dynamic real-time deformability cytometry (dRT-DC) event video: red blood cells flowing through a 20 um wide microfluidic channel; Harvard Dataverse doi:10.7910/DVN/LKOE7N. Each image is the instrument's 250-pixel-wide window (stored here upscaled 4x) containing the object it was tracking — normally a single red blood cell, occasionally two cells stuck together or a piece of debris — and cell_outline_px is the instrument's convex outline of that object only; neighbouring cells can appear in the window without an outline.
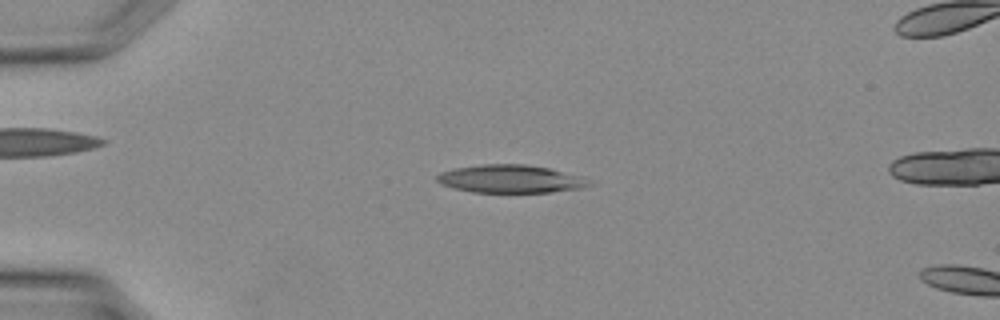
{"species": "Egyptian fruit bat (a non-hibernating species)", "species_latin": "Rousettus aegyptiacus", "temperature_condition": "warm", "stored_images_in_passage": 12, "camera_frame_rate_fps": 3000, "um_per_image_px": 0.085, "animal": {"sex": "female"}, "frame": {"image": 1, "passage_image": 7, "time_ms": 2.0, "image_size_px": [1000, 320], "cell_outline_px": [[592, 184], [580, 188], [548, 192], [472, 192], [452, 188], [440, 184], [436, 180], [436, 176], [440, 172], [456, 168], [480, 164], [524, 164], [548, 168], [584, 176]], "centroid_in_image_um": [43.36, 15.2], "position_along_channel_um": 41.6, "area_um2": 24.8}}
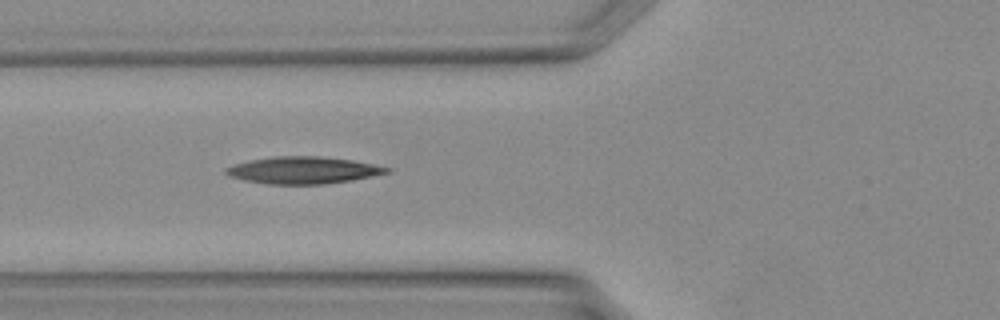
{"frame": {"image": 2, "passage_image": 12, "time_ms": 3.667, "image_size_px": [1000, 320], "cell_outline_px": [[392, 172], [352, 180], [324, 184], [268, 184], [244, 180], [228, 176], [224, 172], [224, 168], [232, 164], [252, 160], [276, 156], [320, 156], [352, 160], [392, 168]], "centroid_in_image_um": [25.76, 14.47], "position_along_channel_um": 100.0, "area_um2": 25.37}}